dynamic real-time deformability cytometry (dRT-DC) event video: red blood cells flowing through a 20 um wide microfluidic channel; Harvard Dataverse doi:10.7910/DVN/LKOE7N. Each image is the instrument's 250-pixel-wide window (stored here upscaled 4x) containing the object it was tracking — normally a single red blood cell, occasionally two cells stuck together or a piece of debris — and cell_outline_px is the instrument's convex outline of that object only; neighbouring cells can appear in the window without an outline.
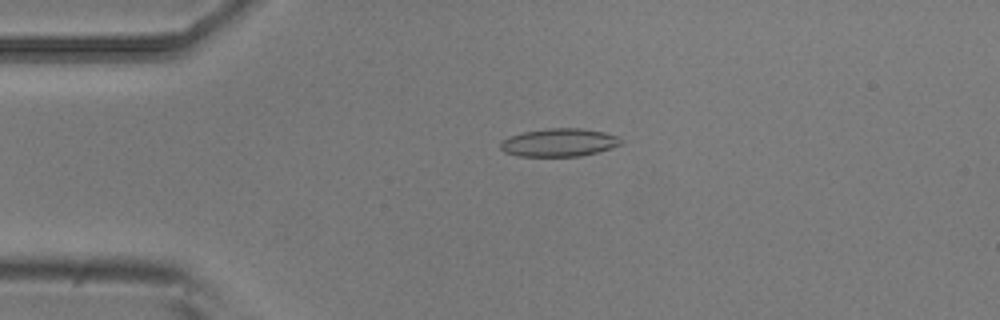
{"species": "common noctule bat (a hibernating species)", "species_latin": "Nyctalus noctula", "temperature_condition": "room temperature", "stored_images_in_passage": 5, "camera_frame_rate_fps": 3000, "um_per_image_px": 0.085, "animal": {"sex": "male", "body_mass_g": 20.5, "forearm_length_mm": 52.5}, "frame": {"image": 1, "passage_image": 4, "time_ms": 1.0, "image_size_px": [1000, 320], "cell_outline_px": [[624, 144], [596, 152], [580, 156], [516, 156], [504, 152], [500, 148], [500, 140], [508, 136], [524, 132], [548, 128], [580, 128], [604, 132], [616, 136], [624, 140]], "centroid_in_image_um": [47.5, 12.11], "position_along_channel_um": 37.5, "area_um2": 19.83}}